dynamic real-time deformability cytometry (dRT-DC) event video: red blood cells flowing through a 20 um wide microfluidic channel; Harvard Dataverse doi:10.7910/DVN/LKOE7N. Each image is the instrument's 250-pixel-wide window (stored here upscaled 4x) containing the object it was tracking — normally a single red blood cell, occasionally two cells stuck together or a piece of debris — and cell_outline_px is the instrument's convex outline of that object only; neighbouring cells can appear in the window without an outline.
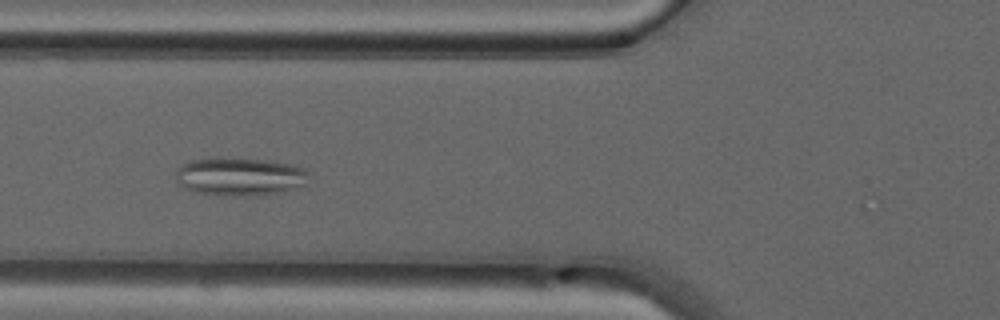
{"species": "common noctule bat (a hibernating species)", "species_latin": "Nyctalus noctula", "temperature_condition": "warm", "stored_images_in_passage": 48, "camera_frame_rate_fps": 3000, "um_per_image_px": 0.085, "animal": {"sex": "male", "forearm_length_mm": 52.5}, "frame": {"image": 1, "passage_image": 16, "time_ms": 5.0, "image_size_px": [1000, 320], "cell_outline_px": [[308, 172], [304, 184], [280, 192], [244, 196], [232, 196], [196, 192], [184, 188], [176, 180], [176, 172], [180, 164], [188, 160], [232, 156], [288, 164], [304, 168]], "centroid_in_image_um": [20.29, 14.98], "position_along_channel_um": 105.5, "area_um2": 29.48}}
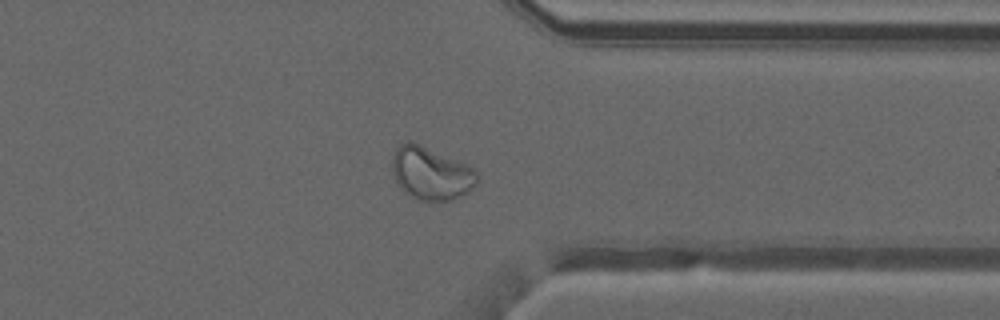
{"frame": {"image": 2, "passage_image": 36, "time_ms": 11.667, "image_size_px": [1000, 320], "cell_outline_px": [[480, 176], [468, 192], [448, 200], [420, 200], [404, 192], [392, 176], [392, 156], [396, 148], [400, 144], [408, 140], [468, 164]], "centroid_in_image_um": [36.6, 14.72], "position_along_channel_um": 374.8, "area_um2": 25.89}}
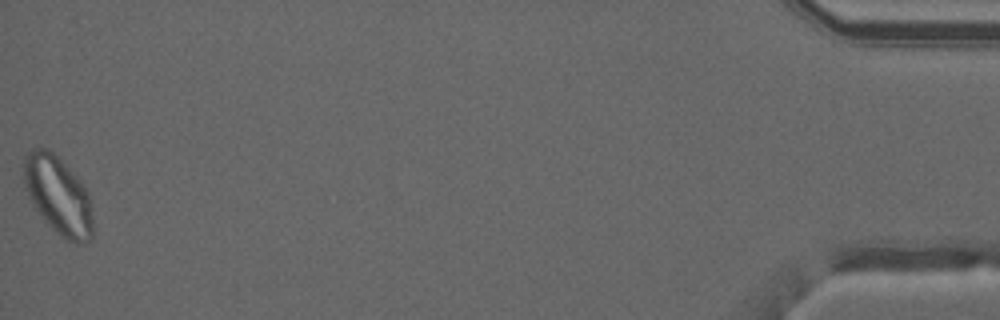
{"frame": {"image": 3, "passage_image": 47, "time_ms": 15.333, "image_size_px": [1000, 320], "cell_outline_px": [[92, 240], [84, 244], [76, 244], [68, 240], [56, 232], [44, 220], [32, 204], [24, 188], [24, 156], [32, 148], [48, 148], [80, 180], [88, 192], [92, 216]], "centroid_in_image_um": [4.94, 16.63], "position_along_channel_um": 430.3, "area_um2": 31.39}}